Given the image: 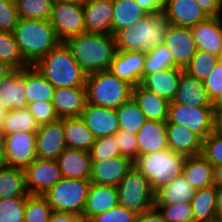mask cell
Returning a JSON list of instances; mask_svg holds the SVG:
<instances>
[{
  "instance_id": "obj_1",
  "label": "cell",
  "mask_w": 222,
  "mask_h": 222,
  "mask_svg": "<svg viewBox=\"0 0 222 222\" xmlns=\"http://www.w3.org/2000/svg\"><path fill=\"white\" fill-rule=\"evenodd\" d=\"M87 74L107 71L117 52L114 35L83 33L64 42Z\"/></svg>"
},
{
  "instance_id": "obj_2",
  "label": "cell",
  "mask_w": 222,
  "mask_h": 222,
  "mask_svg": "<svg viewBox=\"0 0 222 222\" xmlns=\"http://www.w3.org/2000/svg\"><path fill=\"white\" fill-rule=\"evenodd\" d=\"M171 24L162 12L147 14L132 26L114 34L116 48L120 51L148 52L164 44Z\"/></svg>"
},
{
  "instance_id": "obj_3",
  "label": "cell",
  "mask_w": 222,
  "mask_h": 222,
  "mask_svg": "<svg viewBox=\"0 0 222 222\" xmlns=\"http://www.w3.org/2000/svg\"><path fill=\"white\" fill-rule=\"evenodd\" d=\"M55 87H85L87 74L73 58L69 48L60 42L34 65Z\"/></svg>"
},
{
  "instance_id": "obj_4",
  "label": "cell",
  "mask_w": 222,
  "mask_h": 222,
  "mask_svg": "<svg viewBox=\"0 0 222 222\" xmlns=\"http://www.w3.org/2000/svg\"><path fill=\"white\" fill-rule=\"evenodd\" d=\"M12 33L30 65H34L60 43L50 20L20 19Z\"/></svg>"
},
{
  "instance_id": "obj_5",
  "label": "cell",
  "mask_w": 222,
  "mask_h": 222,
  "mask_svg": "<svg viewBox=\"0 0 222 222\" xmlns=\"http://www.w3.org/2000/svg\"><path fill=\"white\" fill-rule=\"evenodd\" d=\"M85 87L87 103L101 107L117 109L132 98L133 85L110 70L87 75Z\"/></svg>"
},
{
  "instance_id": "obj_6",
  "label": "cell",
  "mask_w": 222,
  "mask_h": 222,
  "mask_svg": "<svg viewBox=\"0 0 222 222\" xmlns=\"http://www.w3.org/2000/svg\"><path fill=\"white\" fill-rule=\"evenodd\" d=\"M187 157L185 154L167 148L155 153L139 155L133 165L149 180L155 192L182 175Z\"/></svg>"
},
{
  "instance_id": "obj_7",
  "label": "cell",
  "mask_w": 222,
  "mask_h": 222,
  "mask_svg": "<svg viewBox=\"0 0 222 222\" xmlns=\"http://www.w3.org/2000/svg\"><path fill=\"white\" fill-rule=\"evenodd\" d=\"M90 186V180L62 178L43 196L53 211L82 216Z\"/></svg>"
},
{
  "instance_id": "obj_8",
  "label": "cell",
  "mask_w": 222,
  "mask_h": 222,
  "mask_svg": "<svg viewBox=\"0 0 222 222\" xmlns=\"http://www.w3.org/2000/svg\"><path fill=\"white\" fill-rule=\"evenodd\" d=\"M119 204L139 214L154 207L149 180L133 165L117 186Z\"/></svg>"
},
{
  "instance_id": "obj_9",
  "label": "cell",
  "mask_w": 222,
  "mask_h": 222,
  "mask_svg": "<svg viewBox=\"0 0 222 222\" xmlns=\"http://www.w3.org/2000/svg\"><path fill=\"white\" fill-rule=\"evenodd\" d=\"M212 107L170 103L166 123L183 125L205 140L212 133Z\"/></svg>"
},
{
  "instance_id": "obj_10",
  "label": "cell",
  "mask_w": 222,
  "mask_h": 222,
  "mask_svg": "<svg viewBox=\"0 0 222 222\" xmlns=\"http://www.w3.org/2000/svg\"><path fill=\"white\" fill-rule=\"evenodd\" d=\"M49 20L60 42L86 33L83 4L54 1Z\"/></svg>"
},
{
  "instance_id": "obj_11",
  "label": "cell",
  "mask_w": 222,
  "mask_h": 222,
  "mask_svg": "<svg viewBox=\"0 0 222 222\" xmlns=\"http://www.w3.org/2000/svg\"><path fill=\"white\" fill-rule=\"evenodd\" d=\"M8 166L25 168L37 159L36 132L1 134Z\"/></svg>"
},
{
  "instance_id": "obj_12",
  "label": "cell",
  "mask_w": 222,
  "mask_h": 222,
  "mask_svg": "<svg viewBox=\"0 0 222 222\" xmlns=\"http://www.w3.org/2000/svg\"><path fill=\"white\" fill-rule=\"evenodd\" d=\"M24 172L30 195H43L62 179L57 160L37 158L24 168Z\"/></svg>"
},
{
  "instance_id": "obj_13",
  "label": "cell",
  "mask_w": 222,
  "mask_h": 222,
  "mask_svg": "<svg viewBox=\"0 0 222 222\" xmlns=\"http://www.w3.org/2000/svg\"><path fill=\"white\" fill-rule=\"evenodd\" d=\"M66 148L63 118L39 126L36 131V154L38 159L57 160Z\"/></svg>"
},
{
  "instance_id": "obj_14",
  "label": "cell",
  "mask_w": 222,
  "mask_h": 222,
  "mask_svg": "<svg viewBox=\"0 0 222 222\" xmlns=\"http://www.w3.org/2000/svg\"><path fill=\"white\" fill-rule=\"evenodd\" d=\"M164 45L172 54L175 66L183 69L197 50L190 27L173 24L166 35Z\"/></svg>"
},
{
  "instance_id": "obj_15",
  "label": "cell",
  "mask_w": 222,
  "mask_h": 222,
  "mask_svg": "<svg viewBox=\"0 0 222 222\" xmlns=\"http://www.w3.org/2000/svg\"><path fill=\"white\" fill-rule=\"evenodd\" d=\"M133 162L123 156L108 158L106 160H92L90 182L117 187L127 172L132 168Z\"/></svg>"
},
{
  "instance_id": "obj_16",
  "label": "cell",
  "mask_w": 222,
  "mask_h": 222,
  "mask_svg": "<svg viewBox=\"0 0 222 222\" xmlns=\"http://www.w3.org/2000/svg\"><path fill=\"white\" fill-rule=\"evenodd\" d=\"M146 52L117 50L110 71L133 86L141 83L145 67Z\"/></svg>"
},
{
  "instance_id": "obj_17",
  "label": "cell",
  "mask_w": 222,
  "mask_h": 222,
  "mask_svg": "<svg viewBox=\"0 0 222 222\" xmlns=\"http://www.w3.org/2000/svg\"><path fill=\"white\" fill-rule=\"evenodd\" d=\"M113 12L112 0H87L83 4L86 32L112 35Z\"/></svg>"
},
{
  "instance_id": "obj_18",
  "label": "cell",
  "mask_w": 222,
  "mask_h": 222,
  "mask_svg": "<svg viewBox=\"0 0 222 222\" xmlns=\"http://www.w3.org/2000/svg\"><path fill=\"white\" fill-rule=\"evenodd\" d=\"M80 117L95 138L113 135L119 130L116 109L86 103Z\"/></svg>"
},
{
  "instance_id": "obj_19",
  "label": "cell",
  "mask_w": 222,
  "mask_h": 222,
  "mask_svg": "<svg viewBox=\"0 0 222 222\" xmlns=\"http://www.w3.org/2000/svg\"><path fill=\"white\" fill-rule=\"evenodd\" d=\"M59 119L80 117L87 103L86 87H58L51 101Z\"/></svg>"
},
{
  "instance_id": "obj_20",
  "label": "cell",
  "mask_w": 222,
  "mask_h": 222,
  "mask_svg": "<svg viewBox=\"0 0 222 222\" xmlns=\"http://www.w3.org/2000/svg\"><path fill=\"white\" fill-rule=\"evenodd\" d=\"M190 29L198 50L222 55V16L209 17Z\"/></svg>"
},
{
  "instance_id": "obj_21",
  "label": "cell",
  "mask_w": 222,
  "mask_h": 222,
  "mask_svg": "<svg viewBox=\"0 0 222 222\" xmlns=\"http://www.w3.org/2000/svg\"><path fill=\"white\" fill-rule=\"evenodd\" d=\"M162 13L176 26L193 27L209 17L195 0H165Z\"/></svg>"
},
{
  "instance_id": "obj_22",
  "label": "cell",
  "mask_w": 222,
  "mask_h": 222,
  "mask_svg": "<svg viewBox=\"0 0 222 222\" xmlns=\"http://www.w3.org/2000/svg\"><path fill=\"white\" fill-rule=\"evenodd\" d=\"M0 105L7 111L27 108L25 68L14 69L0 80Z\"/></svg>"
},
{
  "instance_id": "obj_23",
  "label": "cell",
  "mask_w": 222,
  "mask_h": 222,
  "mask_svg": "<svg viewBox=\"0 0 222 222\" xmlns=\"http://www.w3.org/2000/svg\"><path fill=\"white\" fill-rule=\"evenodd\" d=\"M183 68L173 67L146 75L140 85L172 102L176 96Z\"/></svg>"
},
{
  "instance_id": "obj_24",
  "label": "cell",
  "mask_w": 222,
  "mask_h": 222,
  "mask_svg": "<svg viewBox=\"0 0 222 222\" xmlns=\"http://www.w3.org/2000/svg\"><path fill=\"white\" fill-rule=\"evenodd\" d=\"M62 178L89 180L92 160L87 151L66 148L57 159Z\"/></svg>"
},
{
  "instance_id": "obj_25",
  "label": "cell",
  "mask_w": 222,
  "mask_h": 222,
  "mask_svg": "<svg viewBox=\"0 0 222 222\" xmlns=\"http://www.w3.org/2000/svg\"><path fill=\"white\" fill-rule=\"evenodd\" d=\"M118 204L117 187L91 183L82 217L88 222L95 215L104 213Z\"/></svg>"
},
{
  "instance_id": "obj_26",
  "label": "cell",
  "mask_w": 222,
  "mask_h": 222,
  "mask_svg": "<svg viewBox=\"0 0 222 222\" xmlns=\"http://www.w3.org/2000/svg\"><path fill=\"white\" fill-rule=\"evenodd\" d=\"M166 136L171 150L186 156L202 154L203 140L185 126L166 123Z\"/></svg>"
},
{
  "instance_id": "obj_27",
  "label": "cell",
  "mask_w": 222,
  "mask_h": 222,
  "mask_svg": "<svg viewBox=\"0 0 222 222\" xmlns=\"http://www.w3.org/2000/svg\"><path fill=\"white\" fill-rule=\"evenodd\" d=\"M139 155L155 153L168 148L166 122L147 120L136 133Z\"/></svg>"
},
{
  "instance_id": "obj_28",
  "label": "cell",
  "mask_w": 222,
  "mask_h": 222,
  "mask_svg": "<svg viewBox=\"0 0 222 222\" xmlns=\"http://www.w3.org/2000/svg\"><path fill=\"white\" fill-rule=\"evenodd\" d=\"M132 98L138 104L147 120L166 122L170 102L140 84L133 86Z\"/></svg>"
},
{
  "instance_id": "obj_29",
  "label": "cell",
  "mask_w": 222,
  "mask_h": 222,
  "mask_svg": "<svg viewBox=\"0 0 222 222\" xmlns=\"http://www.w3.org/2000/svg\"><path fill=\"white\" fill-rule=\"evenodd\" d=\"M170 103H181L197 107H212V101L204 88L203 82L197 78L181 73L178 90L174 100Z\"/></svg>"
},
{
  "instance_id": "obj_30",
  "label": "cell",
  "mask_w": 222,
  "mask_h": 222,
  "mask_svg": "<svg viewBox=\"0 0 222 222\" xmlns=\"http://www.w3.org/2000/svg\"><path fill=\"white\" fill-rule=\"evenodd\" d=\"M193 188L183 175L158 188L154 194V206L173 205L175 203H190L195 195Z\"/></svg>"
},
{
  "instance_id": "obj_31",
  "label": "cell",
  "mask_w": 222,
  "mask_h": 222,
  "mask_svg": "<svg viewBox=\"0 0 222 222\" xmlns=\"http://www.w3.org/2000/svg\"><path fill=\"white\" fill-rule=\"evenodd\" d=\"M182 175L196 190L214 185V167L202 155L188 156Z\"/></svg>"
},
{
  "instance_id": "obj_32",
  "label": "cell",
  "mask_w": 222,
  "mask_h": 222,
  "mask_svg": "<svg viewBox=\"0 0 222 222\" xmlns=\"http://www.w3.org/2000/svg\"><path fill=\"white\" fill-rule=\"evenodd\" d=\"M63 133L67 148L87 152L96 139L81 117L63 118Z\"/></svg>"
},
{
  "instance_id": "obj_33",
  "label": "cell",
  "mask_w": 222,
  "mask_h": 222,
  "mask_svg": "<svg viewBox=\"0 0 222 222\" xmlns=\"http://www.w3.org/2000/svg\"><path fill=\"white\" fill-rule=\"evenodd\" d=\"M55 87L35 68H25V97L27 104L36 101H52Z\"/></svg>"
},
{
  "instance_id": "obj_34",
  "label": "cell",
  "mask_w": 222,
  "mask_h": 222,
  "mask_svg": "<svg viewBox=\"0 0 222 222\" xmlns=\"http://www.w3.org/2000/svg\"><path fill=\"white\" fill-rule=\"evenodd\" d=\"M28 195L23 168L6 166L0 169V199L27 197Z\"/></svg>"
},
{
  "instance_id": "obj_35",
  "label": "cell",
  "mask_w": 222,
  "mask_h": 222,
  "mask_svg": "<svg viewBox=\"0 0 222 222\" xmlns=\"http://www.w3.org/2000/svg\"><path fill=\"white\" fill-rule=\"evenodd\" d=\"M113 2V20L112 35L117 31L135 24L148 13L145 12L136 0H112Z\"/></svg>"
},
{
  "instance_id": "obj_36",
  "label": "cell",
  "mask_w": 222,
  "mask_h": 222,
  "mask_svg": "<svg viewBox=\"0 0 222 222\" xmlns=\"http://www.w3.org/2000/svg\"><path fill=\"white\" fill-rule=\"evenodd\" d=\"M216 199L217 193L215 185L196 190L191 201L193 220L197 222H206L218 217Z\"/></svg>"
},
{
  "instance_id": "obj_37",
  "label": "cell",
  "mask_w": 222,
  "mask_h": 222,
  "mask_svg": "<svg viewBox=\"0 0 222 222\" xmlns=\"http://www.w3.org/2000/svg\"><path fill=\"white\" fill-rule=\"evenodd\" d=\"M38 128L39 125L27 108L15 109L7 111L3 124L0 127V133L36 132Z\"/></svg>"
},
{
  "instance_id": "obj_38",
  "label": "cell",
  "mask_w": 222,
  "mask_h": 222,
  "mask_svg": "<svg viewBox=\"0 0 222 222\" xmlns=\"http://www.w3.org/2000/svg\"><path fill=\"white\" fill-rule=\"evenodd\" d=\"M119 130L136 134L147 121L142 110L133 98L116 109Z\"/></svg>"
},
{
  "instance_id": "obj_39",
  "label": "cell",
  "mask_w": 222,
  "mask_h": 222,
  "mask_svg": "<svg viewBox=\"0 0 222 222\" xmlns=\"http://www.w3.org/2000/svg\"><path fill=\"white\" fill-rule=\"evenodd\" d=\"M0 60L14 69H24L30 65L24 59L12 32L0 31Z\"/></svg>"
},
{
  "instance_id": "obj_40",
  "label": "cell",
  "mask_w": 222,
  "mask_h": 222,
  "mask_svg": "<svg viewBox=\"0 0 222 222\" xmlns=\"http://www.w3.org/2000/svg\"><path fill=\"white\" fill-rule=\"evenodd\" d=\"M219 61L220 56H215L204 50L197 49L183 70L188 75L195 77L199 81L203 82Z\"/></svg>"
},
{
  "instance_id": "obj_41",
  "label": "cell",
  "mask_w": 222,
  "mask_h": 222,
  "mask_svg": "<svg viewBox=\"0 0 222 222\" xmlns=\"http://www.w3.org/2000/svg\"><path fill=\"white\" fill-rule=\"evenodd\" d=\"M20 19L49 20L54 0H14Z\"/></svg>"
},
{
  "instance_id": "obj_42",
  "label": "cell",
  "mask_w": 222,
  "mask_h": 222,
  "mask_svg": "<svg viewBox=\"0 0 222 222\" xmlns=\"http://www.w3.org/2000/svg\"><path fill=\"white\" fill-rule=\"evenodd\" d=\"M173 67L176 66L172 54L164 44H160L146 52L142 79L148 74H153L156 71Z\"/></svg>"
},
{
  "instance_id": "obj_43",
  "label": "cell",
  "mask_w": 222,
  "mask_h": 222,
  "mask_svg": "<svg viewBox=\"0 0 222 222\" xmlns=\"http://www.w3.org/2000/svg\"><path fill=\"white\" fill-rule=\"evenodd\" d=\"M53 210L43 195H28L24 222H49Z\"/></svg>"
},
{
  "instance_id": "obj_44",
  "label": "cell",
  "mask_w": 222,
  "mask_h": 222,
  "mask_svg": "<svg viewBox=\"0 0 222 222\" xmlns=\"http://www.w3.org/2000/svg\"><path fill=\"white\" fill-rule=\"evenodd\" d=\"M26 197L0 199V222H24Z\"/></svg>"
},
{
  "instance_id": "obj_45",
  "label": "cell",
  "mask_w": 222,
  "mask_h": 222,
  "mask_svg": "<svg viewBox=\"0 0 222 222\" xmlns=\"http://www.w3.org/2000/svg\"><path fill=\"white\" fill-rule=\"evenodd\" d=\"M89 154L91 160L98 161L121 156L115 135L96 138Z\"/></svg>"
},
{
  "instance_id": "obj_46",
  "label": "cell",
  "mask_w": 222,
  "mask_h": 222,
  "mask_svg": "<svg viewBox=\"0 0 222 222\" xmlns=\"http://www.w3.org/2000/svg\"><path fill=\"white\" fill-rule=\"evenodd\" d=\"M158 209L164 219L167 222H189L193 220V209L192 204L180 202L171 204V205H164V206H154Z\"/></svg>"
},
{
  "instance_id": "obj_47",
  "label": "cell",
  "mask_w": 222,
  "mask_h": 222,
  "mask_svg": "<svg viewBox=\"0 0 222 222\" xmlns=\"http://www.w3.org/2000/svg\"><path fill=\"white\" fill-rule=\"evenodd\" d=\"M137 213L123 205H116L110 210L92 217L88 222H135Z\"/></svg>"
},
{
  "instance_id": "obj_48",
  "label": "cell",
  "mask_w": 222,
  "mask_h": 222,
  "mask_svg": "<svg viewBox=\"0 0 222 222\" xmlns=\"http://www.w3.org/2000/svg\"><path fill=\"white\" fill-rule=\"evenodd\" d=\"M27 109L34 116L39 126L59 119L51 101H36L34 103L27 104Z\"/></svg>"
},
{
  "instance_id": "obj_49",
  "label": "cell",
  "mask_w": 222,
  "mask_h": 222,
  "mask_svg": "<svg viewBox=\"0 0 222 222\" xmlns=\"http://www.w3.org/2000/svg\"><path fill=\"white\" fill-rule=\"evenodd\" d=\"M202 155L213 167L222 164V135L211 133L203 140Z\"/></svg>"
},
{
  "instance_id": "obj_50",
  "label": "cell",
  "mask_w": 222,
  "mask_h": 222,
  "mask_svg": "<svg viewBox=\"0 0 222 222\" xmlns=\"http://www.w3.org/2000/svg\"><path fill=\"white\" fill-rule=\"evenodd\" d=\"M19 20L14 0H0V31L12 32Z\"/></svg>"
},
{
  "instance_id": "obj_51",
  "label": "cell",
  "mask_w": 222,
  "mask_h": 222,
  "mask_svg": "<svg viewBox=\"0 0 222 222\" xmlns=\"http://www.w3.org/2000/svg\"><path fill=\"white\" fill-rule=\"evenodd\" d=\"M120 155L134 162L139 156L136 134L118 130L115 134Z\"/></svg>"
},
{
  "instance_id": "obj_52",
  "label": "cell",
  "mask_w": 222,
  "mask_h": 222,
  "mask_svg": "<svg viewBox=\"0 0 222 222\" xmlns=\"http://www.w3.org/2000/svg\"><path fill=\"white\" fill-rule=\"evenodd\" d=\"M204 88L213 102L222 93V62L219 61L203 81Z\"/></svg>"
},
{
  "instance_id": "obj_53",
  "label": "cell",
  "mask_w": 222,
  "mask_h": 222,
  "mask_svg": "<svg viewBox=\"0 0 222 222\" xmlns=\"http://www.w3.org/2000/svg\"><path fill=\"white\" fill-rule=\"evenodd\" d=\"M208 17L222 16V0H195Z\"/></svg>"
},
{
  "instance_id": "obj_54",
  "label": "cell",
  "mask_w": 222,
  "mask_h": 222,
  "mask_svg": "<svg viewBox=\"0 0 222 222\" xmlns=\"http://www.w3.org/2000/svg\"><path fill=\"white\" fill-rule=\"evenodd\" d=\"M136 2L148 14L161 13L165 4V0H136Z\"/></svg>"
},
{
  "instance_id": "obj_55",
  "label": "cell",
  "mask_w": 222,
  "mask_h": 222,
  "mask_svg": "<svg viewBox=\"0 0 222 222\" xmlns=\"http://www.w3.org/2000/svg\"><path fill=\"white\" fill-rule=\"evenodd\" d=\"M135 222H167L162 213L153 207L152 209L137 214Z\"/></svg>"
},
{
  "instance_id": "obj_56",
  "label": "cell",
  "mask_w": 222,
  "mask_h": 222,
  "mask_svg": "<svg viewBox=\"0 0 222 222\" xmlns=\"http://www.w3.org/2000/svg\"><path fill=\"white\" fill-rule=\"evenodd\" d=\"M49 222H87L82 216L72 213L53 211Z\"/></svg>"
},
{
  "instance_id": "obj_57",
  "label": "cell",
  "mask_w": 222,
  "mask_h": 222,
  "mask_svg": "<svg viewBox=\"0 0 222 222\" xmlns=\"http://www.w3.org/2000/svg\"><path fill=\"white\" fill-rule=\"evenodd\" d=\"M212 133L222 135V109H213Z\"/></svg>"
},
{
  "instance_id": "obj_58",
  "label": "cell",
  "mask_w": 222,
  "mask_h": 222,
  "mask_svg": "<svg viewBox=\"0 0 222 222\" xmlns=\"http://www.w3.org/2000/svg\"><path fill=\"white\" fill-rule=\"evenodd\" d=\"M214 185L217 193V199H216L217 216L222 218V184H214Z\"/></svg>"
},
{
  "instance_id": "obj_59",
  "label": "cell",
  "mask_w": 222,
  "mask_h": 222,
  "mask_svg": "<svg viewBox=\"0 0 222 222\" xmlns=\"http://www.w3.org/2000/svg\"><path fill=\"white\" fill-rule=\"evenodd\" d=\"M14 70L8 63L0 60V80L6 77Z\"/></svg>"
},
{
  "instance_id": "obj_60",
  "label": "cell",
  "mask_w": 222,
  "mask_h": 222,
  "mask_svg": "<svg viewBox=\"0 0 222 222\" xmlns=\"http://www.w3.org/2000/svg\"><path fill=\"white\" fill-rule=\"evenodd\" d=\"M6 166H8V165H7L6 159H5L3 138L0 133V169L5 168Z\"/></svg>"
},
{
  "instance_id": "obj_61",
  "label": "cell",
  "mask_w": 222,
  "mask_h": 222,
  "mask_svg": "<svg viewBox=\"0 0 222 222\" xmlns=\"http://www.w3.org/2000/svg\"><path fill=\"white\" fill-rule=\"evenodd\" d=\"M214 183L222 184V164L214 167Z\"/></svg>"
},
{
  "instance_id": "obj_62",
  "label": "cell",
  "mask_w": 222,
  "mask_h": 222,
  "mask_svg": "<svg viewBox=\"0 0 222 222\" xmlns=\"http://www.w3.org/2000/svg\"><path fill=\"white\" fill-rule=\"evenodd\" d=\"M212 109H222V93L212 102Z\"/></svg>"
},
{
  "instance_id": "obj_63",
  "label": "cell",
  "mask_w": 222,
  "mask_h": 222,
  "mask_svg": "<svg viewBox=\"0 0 222 222\" xmlns=\"http://www.w3.org/2000/svg\"><path fill=\"white\" fill-rule=\"evenodd\" d=\"M6 113H7V110L0 105V127L3 124Z\"/></svg>"
},
{
  "instance_id": "obj_64",
  "label": "cell",
  "mask_w": 222,
  "mask_h": 222,
  "mask_svg": "<svg viewBox=\"0 0 222 222\" xmlns=\"http://www.w3.org/2000/svg\"><path fill=\"white\" fill-rule=\"evenodd\" d=\"M54 1L74 3V4H84L87 0H54Z\"/></svg>"
},
{
  "instance_id": "obj_65",
  "label": "cell",
  "mask_w": 222,
  "mask_h": 222,
  "mask_svg": "<svg viewBox=\"0 0 222 222\" xmlns=\"http://www.w3.org/2000/svg\"><path fill=\"white\" fill-rule=\"evenodd\" d=\"M206 222H222V218L216 217V218H214V219H212V220H208V221H206Z\"/></svg>"
}]
</instances>
